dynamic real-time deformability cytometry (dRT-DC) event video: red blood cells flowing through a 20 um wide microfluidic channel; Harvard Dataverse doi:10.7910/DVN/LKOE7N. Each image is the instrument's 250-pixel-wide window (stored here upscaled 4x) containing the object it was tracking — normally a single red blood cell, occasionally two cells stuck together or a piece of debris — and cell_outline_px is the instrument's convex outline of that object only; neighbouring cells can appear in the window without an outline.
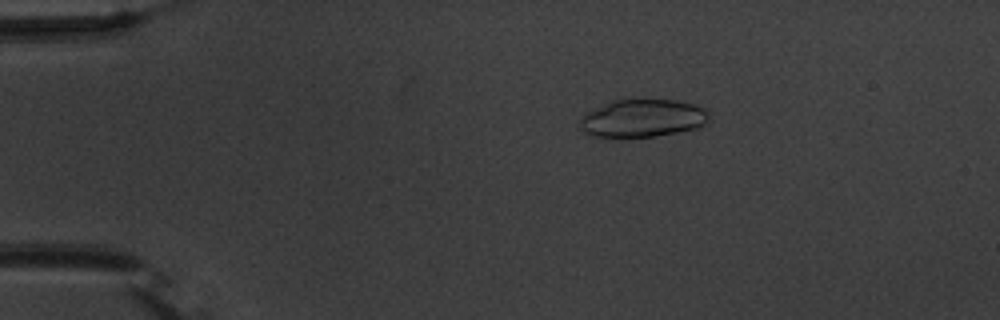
{"species": "common noctule bat (a hibernating species)", "species_latin": "Nyctalus noctula", "temperature_condition": "warm", "stored_images_in_passage": 54, "camera_frame_rate_fps": 3000, "um_per_image_px": 0.085, "animal": {"sex": "male", "body_mass_g": 20.1, "forearm_length_mm": 53.5}, "frame": {"image": 1, "passage_image": 11, "time_ms": 3.333, "image_size_px": [1000, 320], "cell_outline_px": [[712, 120], [700, 128], [656, 136], [616, 140], [592, 136], [584, 132], [580, 128], [580, 120], [584, 112], [612, 100], [672, 100], [696, 104], [704, 108], [708, 112]], "centroid_in_image_um": [54.61, 10.09], "position_along_channel_um": 30.4, "area_um2": 29.54}}
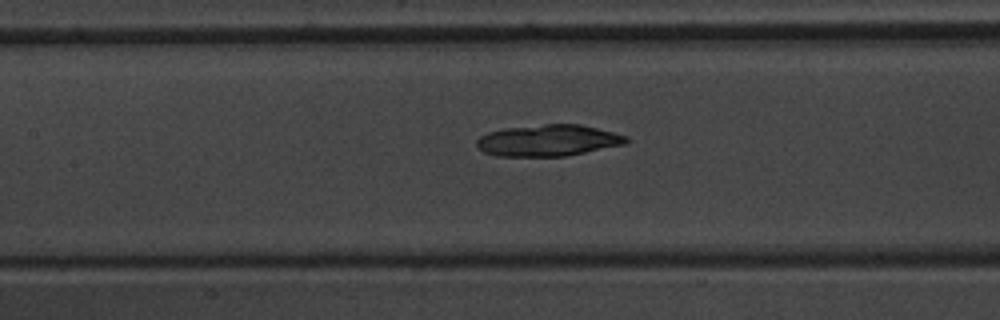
{"frame": {"image": 2, "passage_image": 26, "time_ms": 8.333, "image_size_px": [1000, 320], "cell_outline_px": [[632, 140], [628, 144], [564, 156], [496, 156], [484, 152], [476, 144], [476, 140], [480, 136], [488, 132], [504, 128], [544, 124], [580, 124], [628, 136]], "centroid_in_image_um": [46.63, 11.93], "position_along_channel_um": 160.8, "area_um2": 27.51}}
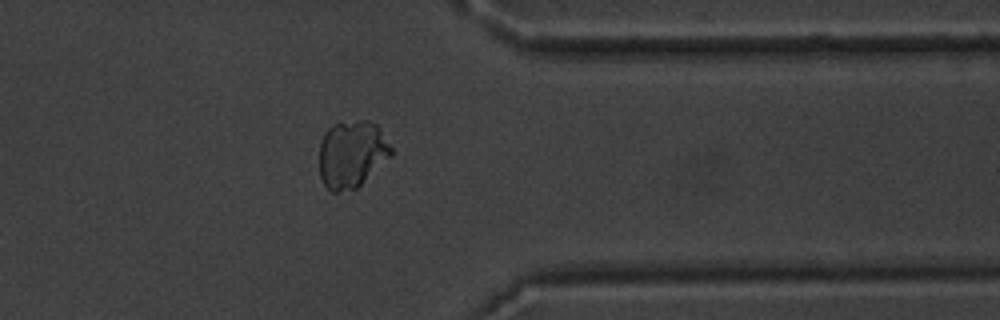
{"frame": {"image": 3, "passage_image": 44, "time_ms": 14.333, "image_size_px": [1000, 320], "cell_outline_px": [[392, 156], [356, 188], [336, 192], [332, 192], [324, 184], [320, 176], [320, 140], [324, 132], [332, 124], [360, 120], [368, 120], [376, 124], [392, 148]], "centroid_in_image_um": [29.9, 13.09], "position_along_channel_um": 381.5, "area_um2": 28.09}, "authors_computed_cell_mechanics": {"area_um2": 28.2642, "velocity_mm_per_s": 3.7949, "shape_relaxation_time_tau1_ms": 5.2949, "shape_relaxation_time_tau2_ms": 5.3645, "deformation_change_tau1": 0.1406, "deformation_change_tau2": 0.0581}}